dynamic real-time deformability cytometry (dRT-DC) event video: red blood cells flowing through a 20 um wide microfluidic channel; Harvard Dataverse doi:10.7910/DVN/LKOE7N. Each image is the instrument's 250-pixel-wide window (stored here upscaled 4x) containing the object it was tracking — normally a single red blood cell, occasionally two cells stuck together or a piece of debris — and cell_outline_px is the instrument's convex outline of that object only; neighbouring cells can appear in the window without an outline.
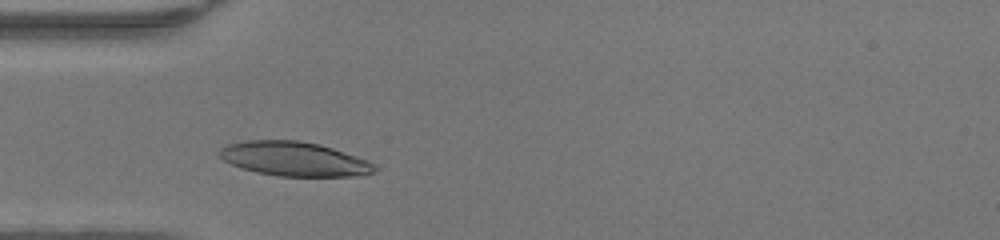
{"species": "human", "species_latin": "Homo sapiens", "temperature_condition": "warm", "stored_images_in_passage": 30, "camera_frame_rate_fps": 3000, "um_per_image_px": 0.085, "donor": {"sex": "female"}, "frame": {"image": 1, "passage_image": 1, "time_ms": 0.0, "image_size_px": [1000, 240], "cell_outline_px": [[356, 172], [336, 176], [292, 176], [264, 172], [248, 168], [240, 164], [240, 144], [312, 144], [328, 148], [348, 156], [356, 160]], "centroid_in_image_um": [25.17, 13.6], "position_along_channel_um": 59.8, "area_um2": 22.66}}
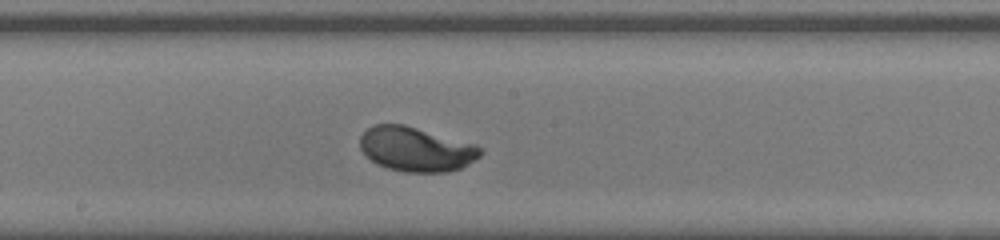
{"frame": {"image": 2, "passage_image": 12, "time_ms": 3.667, "image_size_px": [1000, 240], "cell_outline_px": [[480, 152], [476, 156], [452, 168], [396, 168], [384, 164], [376, 160], [364, 148], [396, 128], [408, 128], [476, 148]], "centroid_in_image_um": [35.62, 12.79], "position_along_channel_um": 212.6, "area_um2": 22.48}}
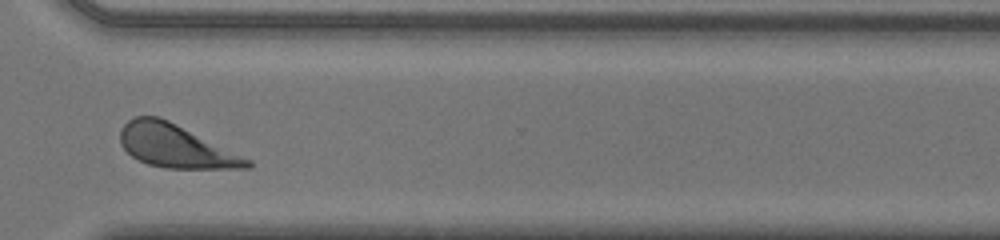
{"frame": {"image": 3, "passage_image": 22, "time_ms": 7.0, "image_size_px": [1000, 240], "cell_outline_px": [[248, 164], [188, 168], [156, 164], [144, 160], [136, 156], [124, 144], [124, 128], [132, 120], [144, 116], [152, 116], [164, 120], [180, 128]], "centroid_in_image_um": [14.66, 12.37], "position_along_channel_um": 355.9, "area_um2": 26.13}}